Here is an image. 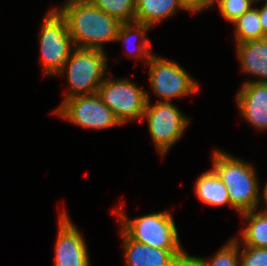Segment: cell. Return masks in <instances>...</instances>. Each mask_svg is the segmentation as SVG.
<instances>
[{
  "instance_id": "1",
  "label": "cell",
  "mask_w": 267,
  "mask_h": 266,
  "mask_svg": "<svg viewBox=\"0 0 267 266\" xmlns=\"http://www.w3.org/2000/svg\"><path fill=\"white\" fill-rule=\"evenodd\" d=\"M56 9L65 18L68 32L77 48L105 51L103 44L116 40L122 24L89 0H67Z\"/></svg>"
},
{
  "instance_id": "2",
  "label": "cell",
  "mask_w": 267,
  "mask_h": 266,
  "mask_svg": "<svg viewBox=\"0 0 267 266\" xmlns=\"http://www.w3.org/2000/svg\"><path fill=\"white\" fill-rule=\"evenodd\" d=\"M213 154L212 169L227 187L231 207L240 214L257 210L261 195L254 167L220 150Z\"/></svg>"
},
{
  "instance_id": "3",
  "label": "cell",
  "mask_w": 267,
  "mask_h": 266,
  "mask_svg": "<svg viewBox=\"0 0 267 266\" xmlns=\"http://www.w3.org/2000/svg\"><path fill=\"white\" fill-rule=\"evenodd\" d=\"M121 230L132 240L156 249H182L170 212H157L128 219L123 210H115Z\"/></svg>"
},
{
  "instance_id": "4",
  "label": "cell",
  "mask_w": 267,
  "mask_h": 266,
  "mask_svg": "<svg viewBox=\"0 0 267 266\" xmlns=\"http://www.w3.org/2000/svg\"><path fill=\"white\" fill-rule=\"evenodd\" d=\"M73 49L58 74H64L66 71L71 89L66 93L64 100L77 95L97 93L105 80L104 74L108 64L105 51L77 47Z\"/></svg>"
},
{
  "instance_id": "5",
  "label": "cell",
  "mask_w": 267,
  "mask_h": 266,
  "mask_svg": "<svg viewBox=\"0 0 267 266\" xmlns=\"http://www.w3.org/2000/svg\"><path fill=\"white\" fill-rule=\"evenodd\" d=\"M46 15L39 36L40 60L44 75H58L75 46L60 12L54 8Z\"/></svg>"
},
{
  "instance_id": "6",
  "label": "cell",
  "mask_w": 267,
  "mask_h": 266,
  "mask_svg": "<svg viewBox=\"0 0 267 266\" xmlns=\"http://www.w3.org/2000/svg\"><path fill=\"white\" fill-rule=\"evenodd\" d=\"M146 98L142 120H147L151 139L157 151L164 156L181 139L189 120L173 103L159 100L157 104L151 105L148 94Z\"/></svg>"
},
{
  "instance_id": "7",
  "label": "cell",
  "mask_w": 267,
  "mask_h": 266,
  "mask_svg": "<svg viewBox=\"0 0 267 266\" xmlns=\"http://www.w3.org/2000/svg\"><path fill=\"white\" fill-rule=\"evenodd\" d=\"M97 93L121 124L131 119L142 120L147 102L146 91L128 79H106Z\"/></svg>"
},
{
  "instance_id": "8",
  "label": "cell",
  "mask_w": 267,
  "mask_h": 266,
  "mask_svg": "<svg viewBox=\"0 0 267 266\" xmlns=\"http://www.w3.org/2000/svg\"><path fill=\"white\" fill-rule=\"evenodd\" d=\"M69 122L91 129H107L122 124L98 93L77 95L65 99L54 111Z\"/></svg>"
},
{
  "instance_id": "9",
  "label": "cell",
  "mask_w": 267,
  "mask_h": 266,
  "mask_svg": "<svg viewBox=\"0 0 267 266\" xmlns=\"http://www.w3.org/2000/svg\"><path fill=\"white\" fill-rule=\"evenodd\" d=\"M146 64L149 83L161 102L198 92V83L178 63L153 54Z\"/></svg>"
},
{
  "instance_id": "10",
  "label": "cell",
  "mask_w": 267,
  "mask_h": 266,
  "mask_svg": "<svg viewBox=\"0 0 267 266\" xmlns=\"http://www.w3.org/2000/svg\"><path fill=\"white\" fill-rule=\"evenodd\" d=\"M86 242L63 211L59 216L58 237L55 244V266H90Z\"/></svg>"
},
{
  "instance_id": "11",
  "label": "cell",
  "mask_w": 267,
  "mask_h": 266,
  "mask_svg": "<svg viewBox=\"0 0 267 266\" xmlns=\"http://www.w3.org/2000/svg\"><path fill=\"white\" fill-rule=\"evenodd\" d=\"M121 234L127 266H178L189 261L183 249H156L130 239L122 230Z\"/></svg>"
},
{
  "instance_id": "12",
  "label": "cell",
  "mask_w": 267,
  "mask_h": 266,
  "mask_svg": "<svg viewBox=\"0 0 267 266\" xmlns=\"http://www.w3.org/2000/svg\"><path fill=\"white\" fill-rule=\"evenodd\" d=\"M236 104L251 126L267 130V82L245 81L237 93Z\"/></svg>"
},
{
  "instance_id": "13",
  "label": "cell",
  "mask_w": 267,
  "mask_h": 266,
  "mask_svg": "<svg viewBox=\"0 0 267 266\" xmlns=\"http://www.w3.org/2000/svg\"><path fill=\"white\" fill-rule=\"evenodd\" d=\"M236 47L242 70L259 77L256 82H267V37L246 41Z\"/></svg>"
},
{
  "instance_id": "14",
  "label": "cell",
  "mask_w": 267,
  "mask_h": 266,
  "mask_svg": "<svg viewBox=\"0 0 267 266\" xmlns=\"http://www.w3.org/2000/svg\"><path fill=\"white\" fill-rule=\"evenodd\" d=\"M179 9L189 11L181 0H136L135 22L152 27Z\"/></svg>"
},
{
  "instance_id": "15",
  "label": "cell",
  "mask_w": 267,
  "mask_h": 266,
  "mask_svg": "<svg viewBox=\"0 0 267 266\" xmlns=\"http://www.w3.org/2000/svg\"><path fill=\"white\" fill-rule=\"evenodd\" d=\"M195 194L200 201L210 206H231L228 190L213 169L201 174L195 182Z\"/></svg>"
},
{
  "instance_id": "16",
  "label": "cell",
  "mask_w": 267,
  "mask_h": 266,
  "mask_svg": "<svg viewBox=\"0 0 267 266\" xmlns=\"http://www.w3.org/2000/svg\"><path fill=\"white\" fill-rule=\"evenodd\" d=\"M240 215L246 219L248 224L241 231L242 244L256 248H267V214L252 210Z\"/></svg>"
},
{
  "instance_id": "17",
  "label": "cell",
  "mask_w": 267,
  "mask_h": 266,
  "mask_svg": "<svg viewBox=\"0 0 267 266\" xmlns=\"http://www.w3.org/2000/svg\"><path fill=\"white\" fill-rule=\"evenodd\" d=\"M150 29V26L145 25L143 23H138V22H131V23H123L120 25L117 36H116V40L115 41H122L123 44L128 45L130 44V40H132V38L134 39L135 36H139L140 41L138 42V46H137V50L135 49L133 52L130 50L127 53L130 55H134L135 59L136 58H141L142 59H146L145 63H147V61H149L152 53L150 51V42L148 37L146 36V32L147 30Z\"/></svg>"
},
{
  "instance_id": "18",
  "label": "cell",
  "mask_w": 267,
  "mask_h": 266,
  "mask_svg": "<svg viewBox=\"0 0 267 266\" xmlns=\"http://www.w3.org/2000/svg\"><path fill=\"white\" fill-rule=\"evenodd\" d=\"M236 30V44L246 41L259 40L267 37L264 34L258 8L252 7L233 22Z\"/></svg>"
},
{
  "instance_id": "19",
  "label": "cell",
  "mask_w": 267,
  "mask_h": 266,
  "mask_svg": "<svg viewBox=\"0 0 267 266\" xmlns=\"http://www.w3.org/2000/svg\"><path fill=\"white\" fill-rule=\"evenodd\" d=\"M238 244V237H234L216 252L213 258L210 259L211 261L205 258L189 256V266H240V247Z\"/></svg>"
},
{
  "instance_id": "20",
  "label": "cell",
  "mask_w": 267,
  "mask_h": 266,
  "mask_svg": "<svg viewBox=\"0 0 267 266\" xmlns=\"http://www.w3.org/2000/svg\"><path fill=\"white\" fill-rule=\"evenodd\" d=\"M120 23L135 22L136 0H89Z\"/></svg>"
},
{
  "instance_id": "21",
  "label": "cell",
  "mask_w": 267,
  "mask_h": 266,
  "mask_svg": "<svg viewBox=\"0 0 267 266\" xmlns=\"http://www.w3.org/2000/svg\"><path fill=\"white\" fill-rule=\"evenodd\" d=\"M254 0H217L220 14L228 22L233 23L242 14L252 8Z\"/></svg>"
},
{
  "instance_id": "22",
  "label": "cell",
  "mask_w": 267,
  "mask_h": 266,
  "mask_svg": "<svg viewBox=\"0 0 267 266\" xmlns=\"http://www.w3.org/2000/svg\"><path fill=\"white\" fill-rule=\"evenodd\" d=\"M240 255V266H267V248L244 246Z\"/></svg>"
},
{
  "instance_id": "23",
  "label": "cell",
  "mask_w": 267,
  "mask_h": 266,
  "mask_svg": "<svg viewBox=\"0 0 267 266\" xmlns=\"http://www.w3.org/2000/svg\"><path fill=\"white\" fill-rule=\"evenodd\" d=\"M182 3L187 7V9L191 12L198 13L203 9H206L212 5H214V0H181Z\"/></svg>"
},
{
  "instance_id": "24",
  "label": "cell",
  "mask_w": 267,
  "mask_h": 266,
  "mask_svg": "<svg viewBox=\"0 0 267 266\" xmlns=\"http://www.w3.org/2000/svg\"><path fill=\"white\" fill-rule=\"evenodd\" d=\"M258 10L264 34L267 36V0H265L264 6H262V8H259Z\"/></svg>"
},
{
  "instance_id": "25",
  "label": "cell",
  "mask_w": 267,
  "mask_h": 266,
  "mask_svg": "<svg viewBox=\"0 0 267 266\" xmlns=\"http://www.w3.org/2000/svg\"><path fill=\"white\" fill-rule=\"evenodd\" d=\"M263 189H264V190H263V193L261 194V195H263V196L260 197V200H261V199L264 200L263 203H265V204H264V205H265V209H264L263 211L261 210V212L267 214V183H266V185L264 186Z\"/></svg>"
},
{
  "instance_id": "26",
  "label": "cell",
  "mask_w": 267,
  "mask_h": 266,
  "mask_svg": "<svg viewBox=\"0 0 267 266\" xmlns=\"http://www.w3.org/2000/svg\"><path fill=\"white\" fill-rule=\"evenodd\" d=\"M178 266H189V261H182Z\"/></svg>"
}]
</instances>
